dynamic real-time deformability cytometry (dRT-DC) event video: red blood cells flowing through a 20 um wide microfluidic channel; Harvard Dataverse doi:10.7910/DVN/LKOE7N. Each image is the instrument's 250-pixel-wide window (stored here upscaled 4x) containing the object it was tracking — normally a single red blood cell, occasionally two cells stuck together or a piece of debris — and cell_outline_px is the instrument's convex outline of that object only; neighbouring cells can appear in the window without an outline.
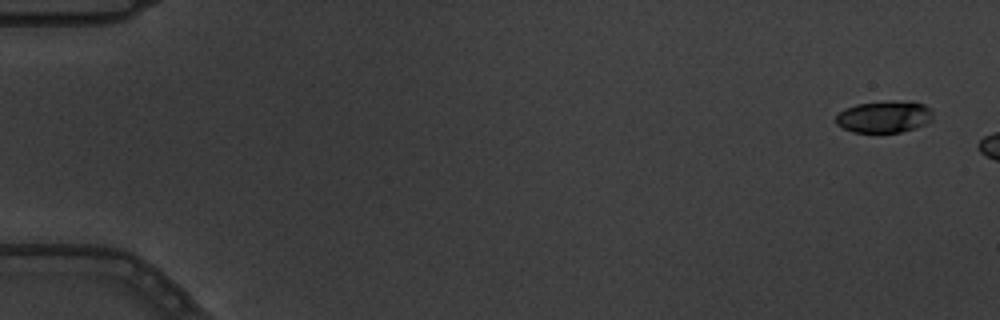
{"species": "common noctule bat (a hibernating species)", "species_latin": "Nyctalus noctula", "temperature_condition": "warm", "stored_images_in_passage": 3, "camera_frame_rate_fps": 3000, "um_per_image_px": 0.085, "animal": {"sex": "male", "body_mass_g": 19.5, "forearm_length_mm": 54.6}, "frame": {"image": 1, "passage_image": 1, "time_ms": 0.0, "image_size_px": [1000, 320], "cell_outline_px": [[932, 120], [916, 128], [900, 132], [852, 132], [836, 124], [836, 116], [844, 108], [856, 104], [892, 100], [924, 104], [932, 108]], "centroid_in_image_um": [75.16, 9.92], "position_along_channel_um": 9.8, "area_um2": 18.03}}